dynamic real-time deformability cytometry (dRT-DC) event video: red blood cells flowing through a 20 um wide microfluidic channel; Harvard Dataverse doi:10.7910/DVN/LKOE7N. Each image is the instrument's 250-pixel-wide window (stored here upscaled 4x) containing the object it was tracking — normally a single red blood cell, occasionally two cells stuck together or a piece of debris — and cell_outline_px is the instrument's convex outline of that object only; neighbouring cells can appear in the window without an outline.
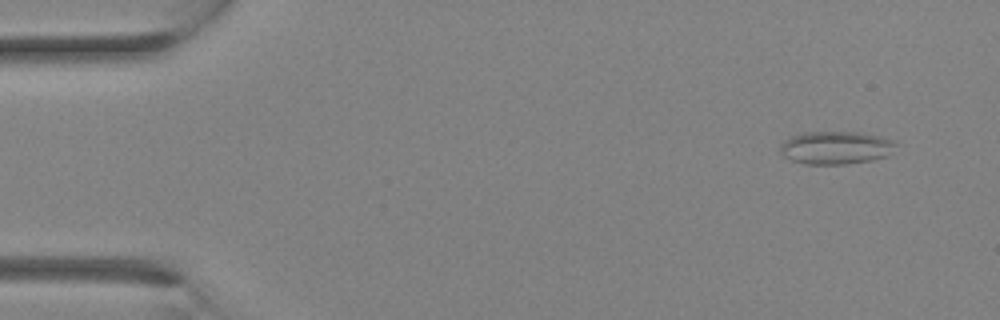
{"species": "Egyptian fruit bat (a non-hibernating species)", "species_latin": "Rousettus aegyptiacus", "temperature_condition": "room temperature", "stored_images_in_passage": 28, "camera_frame_rate_fps": 3000, "um_per_image_px": 0.085, "animal": {"sex": "female"}, "frame": {"image": 1, "passage_image": 1, "time_ms": 0.0, "image_size_px": [1000, 320], "cell_outline_px": [[896, 144], [888, 156], [872, 160], [844, 164], [804, 164], [792, 160], [784, 156], [780, 152], [780, 144], [784, 140], [792, 136], [804, 132], [860, 132], [880, 136], [896, 140]], "centroid_in_image_um": [71.05, 12.55], "position_along_channel_um": 14.0, "area_um2": 22.31}}
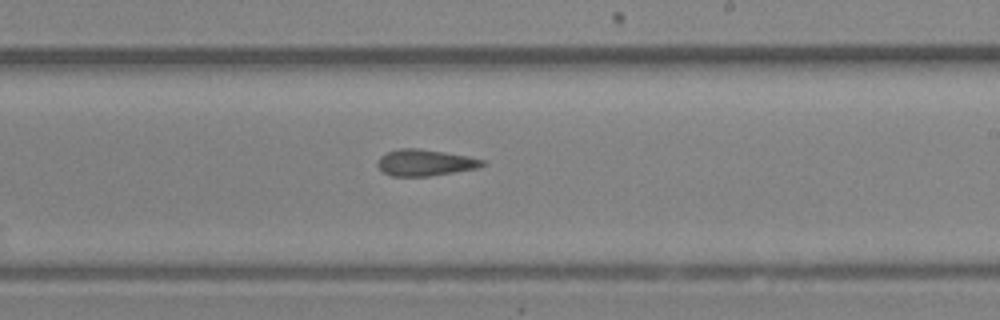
{"frame": {"image": 2, "passage_image": 16, "time_ms": 5.0, "image_size_px": [1000, 320], "cell_outline_px": [[484, 164], [480, 168], [428, 176], [392, 176], [384, 172], [376, 164], [380, 156], [388, 152], [400, 148], [416, 148], [444, 152], [468, 156], [484, 160]], "centroid_in_image_um": [36.13, 13.82], "position_along_channel_um": 252.9, "area_um2": 16.01}}
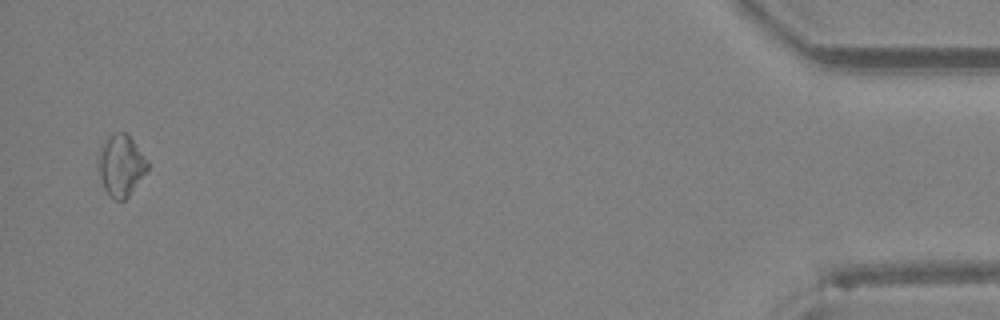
{"frame": {"image": 3, "passage_image": 27, "time_ms": 8.667, "image_size_px": [1000, 320], "cell_outline_px": [[148, 168], [128, 196], [124, 200], [116, 200], [108, 196], [104, 188], [96, 164], [100, 148], [116, 132], [124, 132], [132, 140], [148, 160]], "centroid_in_image_um": [10.26, 14.09], "position_along_channel_um": 424.9, "area_um2": 17.22}}